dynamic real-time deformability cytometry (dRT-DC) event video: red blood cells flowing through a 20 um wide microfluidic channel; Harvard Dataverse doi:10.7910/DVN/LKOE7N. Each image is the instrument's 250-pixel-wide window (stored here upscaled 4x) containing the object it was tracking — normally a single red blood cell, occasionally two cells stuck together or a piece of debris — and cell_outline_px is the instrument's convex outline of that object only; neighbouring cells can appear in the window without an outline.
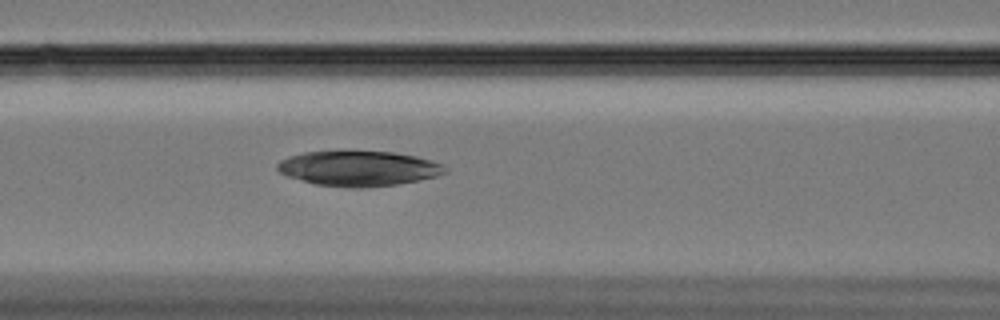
{"species": "Egyptian fruit bat (a non-hibernating species)", "species_latin": "Rousettus aegyptiacus", "temperature_condition": "cold", "stored_images_in_passage": 55, "camera_frame_rate_fps": 3000, "um_per_image_px": 0.085, "animal": {"sex": "female"}, "frame": {"image": 1, "passage_image": 25, "time_ms": 8.0, "image_size_px": [1000, 320], "cell_outline_px": [[448, 172], [436, 176], [396, 184], [368, 188], [348, 188], [316, 184], [288, 176], [280, 172], [276, 168], [276, 164], [280, 160], [288, 156], [304, 152], [344, 148], [348, 148], [392, 152], [416, 156], [432, 160], [444, 164]], "centroid_in_image_um": [30.45, 14.27], "position_along_channel_um": 136.1, "area_um2": 35.49}}
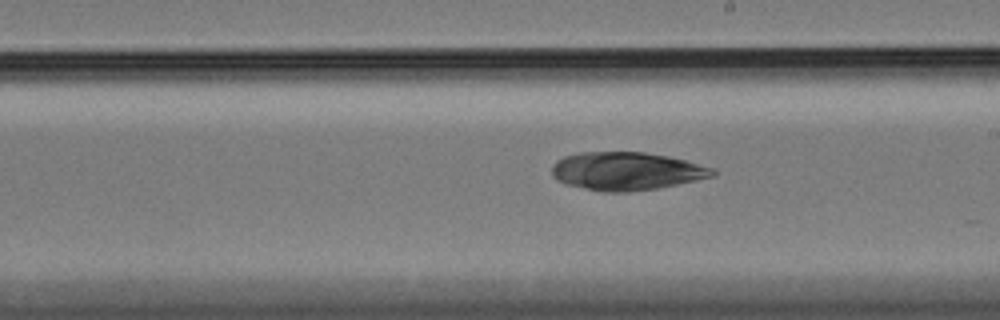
{"frame": {"image": 2, "passage_image": 34, "time_ms": 11.0, "image_size_px": [1000, 320], "cell_outline_px": [[716, 176], [656, 188], [628, 192], [604, 192], [564, 184], [556, 180], [552, 176], [552, 164], [556, 160], [564, 156], [580, 152], [644, 152], [668, 156], [716, 168]], "centroid_in_image_um": [53.23, 14.54], "position_along_channel_um": 235.8, "area_um2": 35.84}}
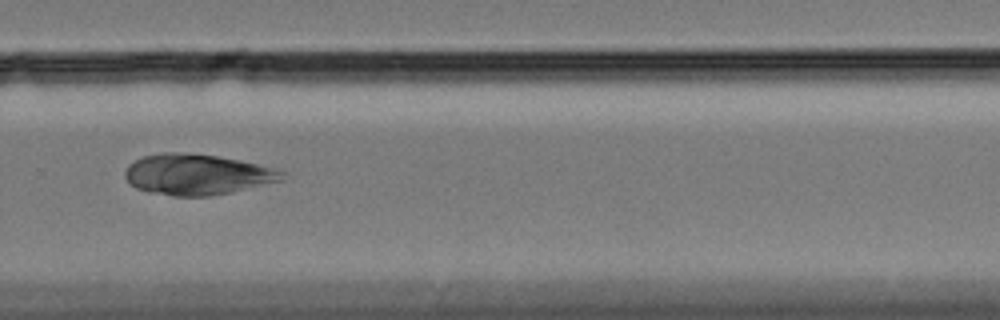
{"frame": {"image": 3, "passage_image": 41, "time_ms": 13.333, "image_size_px": [1000, 320], "cell_outline_px": [[288, 176], [284, 180], [228, 192], [208, 196], [176, 196], [152, 192], [136, 188], [128, 184], [124, 176], [124, 172], [128, 164], [144, 156], [160, 152], [184, 152], [216, 156], [240, 160], [288, 172]], "centroid_in_image_um": [16.74, 14.82], "position_along_channel_um": 313.1, "area_um2": 37.22}}